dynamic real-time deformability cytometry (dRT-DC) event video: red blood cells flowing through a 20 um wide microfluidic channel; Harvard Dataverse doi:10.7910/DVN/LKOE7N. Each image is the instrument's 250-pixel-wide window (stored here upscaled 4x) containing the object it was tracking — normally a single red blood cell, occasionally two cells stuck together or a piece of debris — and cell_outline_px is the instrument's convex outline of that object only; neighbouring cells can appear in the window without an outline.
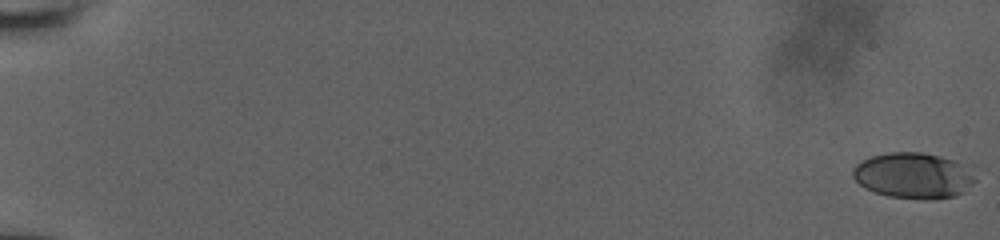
{"species": "human", "species_latin": "Homo sapiens", "temperature_condition": "room temperature", "stored_images_in_passage": 23, "camera_frame_rate_fps": 3000, "um_per_image_px": 0.085, "donor": {"sex": "male"}, "frame": {"image": 1, "passage_image": 1, "time_ms": 0.0, "image_size_px": [1000, 240], "cell_outline_px": [[976, 180], [964, 192], [956, 196], [932, 200], [928, 200], [888, 196], [864, 188], [852, 176], [852, 168], [856, 164], [872, 156], [888, 152], [920, 152], [940, 156], [964, 164]], "centroid_in_image_um": [77.62, 14.93], "position_along_channel_um": 7.4, "area_um2": 32.6}}
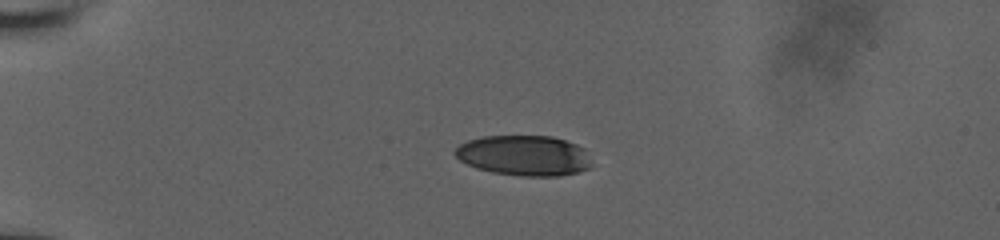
{"frame": {"image": 2, "passage_image": 14, "time_ms": 5.333, "image_size_px": [1000, 240], "cell_outline_px": [[592, 164], [588, 168], [576, 172], [560, 176], [520, 176], [492, 172], [476, 168], [460, 160], [452, 152], [460, 144], [468, 140], [480, 136], [552, 136], [576, 144], [584, 148]], "centroid_in_image_um": [44.52, 13.22], "position_along_channel_um": 40.5, "area_um2": 32.14}}